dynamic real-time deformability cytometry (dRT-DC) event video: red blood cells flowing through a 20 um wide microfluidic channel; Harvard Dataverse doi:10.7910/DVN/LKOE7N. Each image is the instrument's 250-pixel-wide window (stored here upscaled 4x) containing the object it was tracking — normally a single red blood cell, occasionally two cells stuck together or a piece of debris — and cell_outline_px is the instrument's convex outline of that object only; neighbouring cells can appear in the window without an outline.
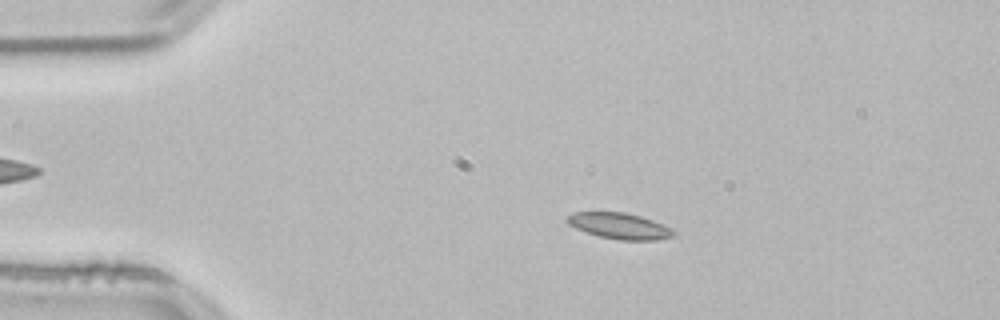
{"species": "common noctule bat (a hibernating species)", "species_latin": "Nyctalus noctula", "temperature_condition": "room temperature", "stored_images_in_passage": 50, "camera_frame_rate_fps": 3000, "um_per_image_px": 0.085, "animal": {"sex": "male", "body_mass_g": 21.5, "forearm_length_mm": 52.0}, "frame": {"image": 1, "passage_image": 7, "time_ms": 2.0, "image_size_px": [1000, 320], "cell_outline_px": [[676, 232], [672, 236], [656, 240], [620, 240], [600, 236], [576, 228], [568, 224], [568, 216], [572, 212], [624, 212], [640, 216], [652, 220], [672, 228]], "centroid_in_image_um": [52.68, 19.2], "position_along_channel_um": 32.3, "area_um2": 15.9}}
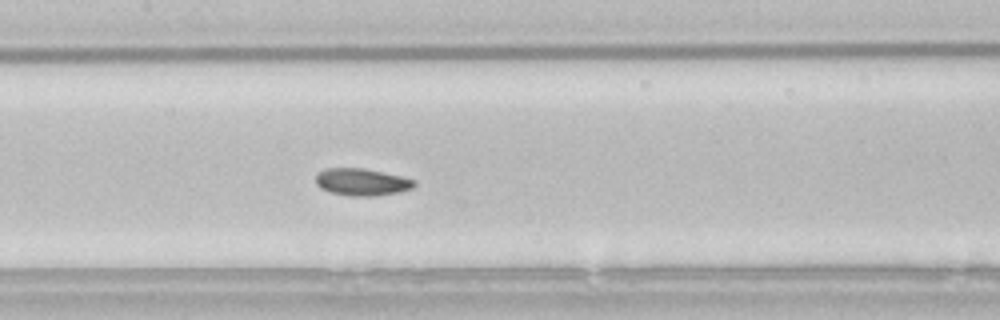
{"frame": {"image": 2, "passage_image": 22, "time_ms": 7.0, "image_size_px": [1000, 320], "cell_outline_px": [[416, 184], [412, 188], [400, 192], [376, 196], [348, 196], [332, 192], [320, 188], [316, 184], [316, 176], [324, 168], [360, 168], [400, 176], [416, 180]], "centroid_in_image_um": [30.76, 15.48], "position_along_channel_um": 176.6, "area_um2": 15.49}}
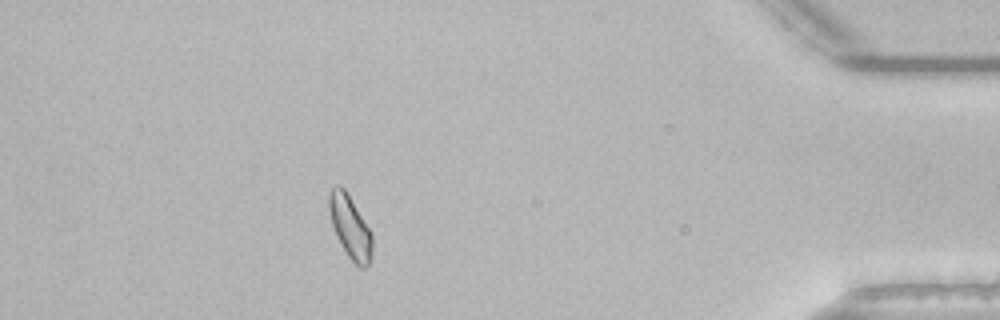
{"frame": {"image": 3, "passage_image": 44, "time_ms": 14.333, "image_size_px": [1000, 320], "cell_outline_px": [[372, 252], [368, 264], [364, 268], [360, 268], [348, 256], [340, 244], [336, 236], [332, 224], [328, 208], [328, 192], [336, 184], [340, 184], [344, 188], [372, 232]], "centroid_in_image_um": [29.74, 19.26], "position_along_channel_um": 405.5, "area_um2": 15.84}, "authors_computed_cell_mechanics": {"area_um2": 15.8372, "velocity_mm_per_s": 3.8213, "shape_relaxation_time_tau1_ms": 5.1918, "shape_relaxation_time_tau2_ms": 8.9491, "deformation_change_tau1": 0.0915, "deformation_change_tau2": 0.1079}}